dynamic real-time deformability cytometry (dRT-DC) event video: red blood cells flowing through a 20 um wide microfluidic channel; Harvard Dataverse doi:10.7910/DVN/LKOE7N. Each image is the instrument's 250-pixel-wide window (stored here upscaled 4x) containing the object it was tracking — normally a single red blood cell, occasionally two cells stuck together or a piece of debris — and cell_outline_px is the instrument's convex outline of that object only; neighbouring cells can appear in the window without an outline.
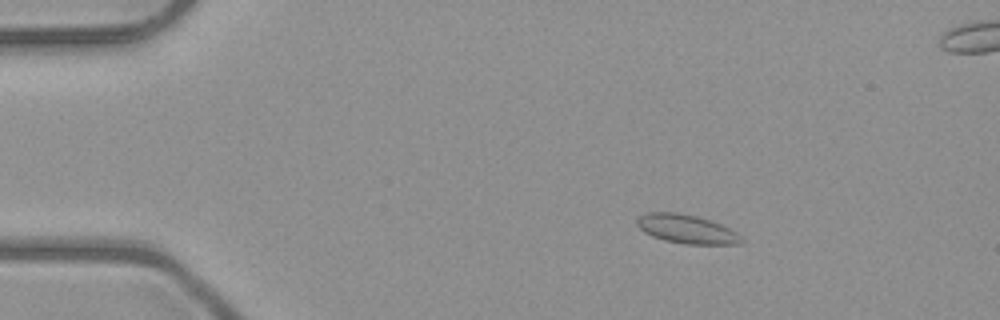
{"species": "common noctule bat (a hibernating species)", "species_latin": "Nyctalus noctula", "temperature_condition": "room temperature", "stored_images_in_passage": 52, "camera_frame_rate_fps": 3000, "um_per_image_px": 0.085, "animal": {"sex": "male", "body_mass_g": 23.1, "forearm_length_mm": 52.7}, "frame": {"image": 1, "passage_image": 8, "time_ms": 2.333, "image_size_px": [1000, 320], "cell_outline_px": [[744, 240], [740, 244], [684, 244], [664, 240], [652, 236], [644, 232], [636, 224], [636, 220], [640, 216], [648, 212], [676, 212], [696, 216], [720, 224], [736, 232]], "centroid_in_image_um": [58.34, 19.47], "position_along_channel_um": 26.7, "area_um2": 17.4}}
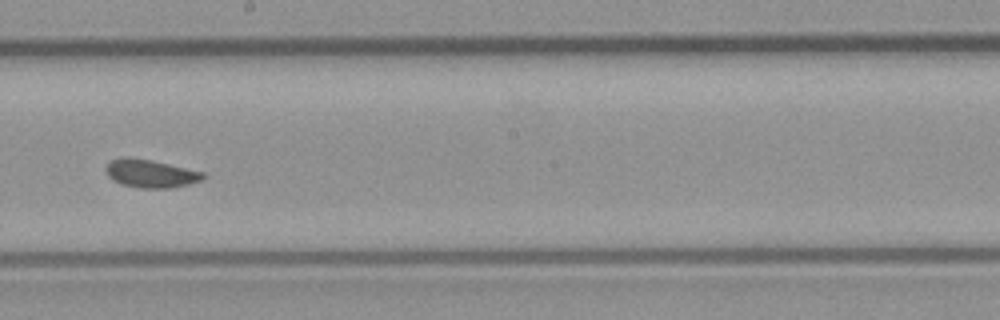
{"frame": {"image": 2, "passage_image": 29, "time_ms": 9.333, "image_size_px": [1000, 320], "cell_outline_px": [[208, 176], [200, 180], [188, 184], [172, 188], [140, 188], [120, 184], [112, 180], [108, 176], [104, 168], [108, 160], [120, 156], [132, 156], [152, 160], [204, 172]], "centroid_in_image_um": [12.73, 14.73], "position_along_channel_um": 235.5, "area_um2": 16.36}}
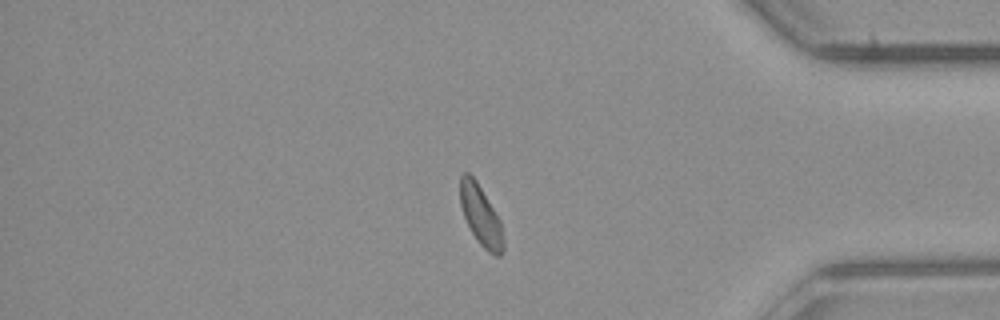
{"frame": {"image": 3, "passage_image": 43, "time_ms": 14.0, "image_size_px": [1000, 320], "cell_outline_px": [[504, 248], [500, 256], [496, 256], [488, 252], [476, 240], [464, 216], [460, 204], [460, 176], [464, 172], [468, 172], [476, 180], [500, 220], [504, 240]], "centroid_in_image_um": [40.87, 18.33], "position_along_channel_um": 394.3, "area_um2": 15.03}, "authors_computed_cell_mechanics": {"area_um2": 15.9239, "velocity_mm_per_s": 4.0068, "shape_relaxation_time_tau1_ms": 1.9021, "shape_relaxation_time_tau2_ms": null, "deformation_change_tau1": 0.0535, "deformation_change_tau2": null}}